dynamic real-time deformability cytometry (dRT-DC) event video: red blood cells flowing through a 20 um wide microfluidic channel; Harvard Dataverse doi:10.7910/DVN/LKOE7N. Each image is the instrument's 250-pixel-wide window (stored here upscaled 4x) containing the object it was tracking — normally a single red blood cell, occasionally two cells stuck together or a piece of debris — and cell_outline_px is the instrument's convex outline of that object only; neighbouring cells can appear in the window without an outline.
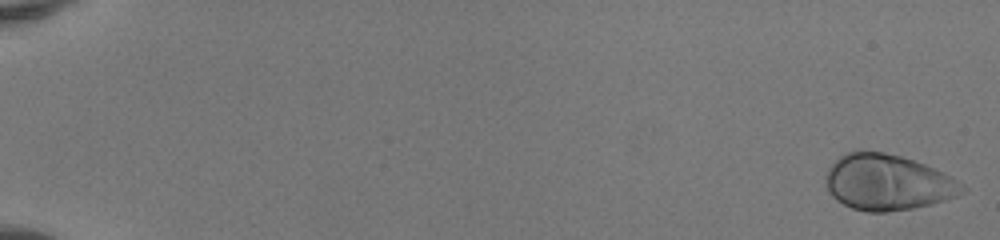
{"species": "human", "species_latin": "Homo sapiens", "temperature_condition": "room temperature", "stored_images_in_passage": 51, "camera_frame_rate_fps": 3000, "um_per_image_px": 0.085, "donor": {"sex": "female"}, "frame": {"image": 1, "passage_image": 1, "time_ms": 0.0, "image_size_px": [1000, 240], "cell_outline_px": [[968, 188], [964, 192], [956, 196], [932, 204], [912, 208], [884, 212], [868, 212], [852, 208], [836, 200], [828, 192], [824, 176], [828, 168], [840, 156], [856, 148], [860, 148], [884, 152], [900, 156], [924, 164], [964, 184]], "centroid_in_image_um": [75.4, 15.48], "position_along_channel_um": 9.6, "area_um2": 44.56}}
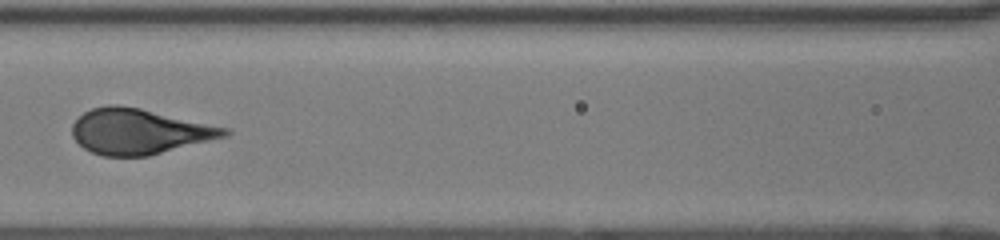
{"frame": {"image": 2, "passage_image": 26, "time_ms": 8.333, "image_size_px": [1000, 240], "cell_outline_px": [[232, 132], [228, 136], [148, 156], [104, 156], [92, 152], [84, 148], [72, 136], [72, 124], [84, 112], [92, 108], [108, 104], [120, 104], [140, 108], [228, 128]], "centroid_in_image_um": [11.83, 11.17], "position_along_channel_um": 154.8, "area_um2": 40.23}}
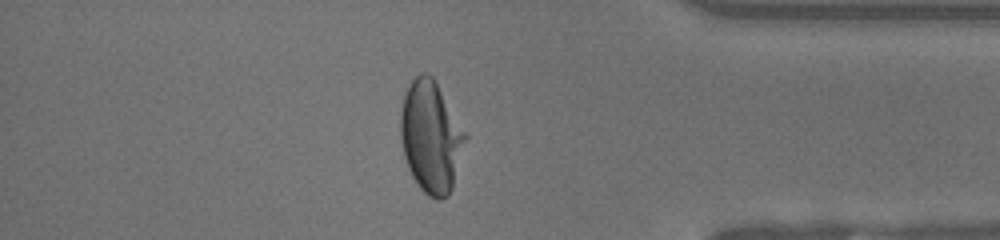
{"frame": {"image": 3, "passage_image": 45, "time_ms": 14.667, "image_size_px": [1000, 240], "cell_outline_px": [[468, 136], [452, 188], [448, 196], [440, 200], [436, 200], [428, 196], [416, 184], [408, 168], [404, 156], [400, 140], [400, 112], [404, 96], [412, 80], [420, 72], [428, 72], [432, 76], [468, 132]], "centroid_in_image_um": [36.65, 11.63], "position_along_channel_um": 398.6, "area_um2": 42.71}, "authors_computed_cell_mechanics": {"area_um2": 41.038, "velocity_mm_per_s": 4.1261, "shape_relaxation_time_tau1_ms": 3.0278, "shape_relaxation_time_tau2_ms": null, "deformation_change_tau1": 0.2086, "deformation_change_tau2": null}}